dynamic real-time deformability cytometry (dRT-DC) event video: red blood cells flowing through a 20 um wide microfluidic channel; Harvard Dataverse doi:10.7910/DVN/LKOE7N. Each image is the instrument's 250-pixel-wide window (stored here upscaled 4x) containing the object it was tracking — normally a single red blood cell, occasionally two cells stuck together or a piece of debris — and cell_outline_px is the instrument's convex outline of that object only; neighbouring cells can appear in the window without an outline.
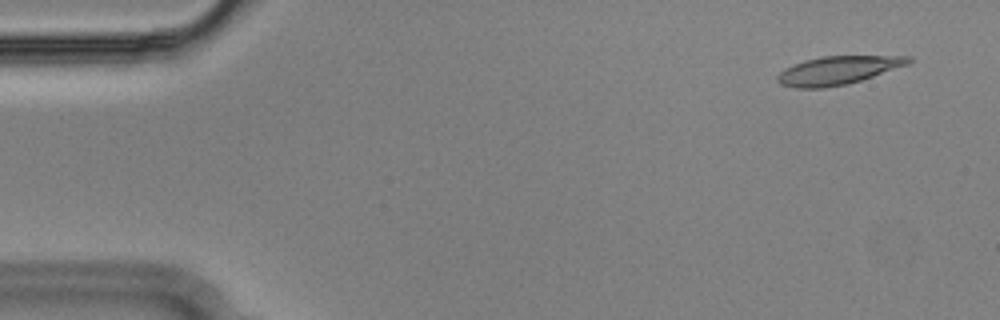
{"species": "Egyptian fruit bat (a non-hibernating species)", "species_latin": "Rousettus aegyptiacus", "temperature_condition": "cold", "stored_images_in_passage": 13, "camera_frame_rate_fps": 3000, "um_per_image_px": 0.085, "animal": {"sex": "male"}, "frame": {"image": 1, "passage_image": 3, "time_ms": 0.667, "image_size_px": [1000, 320], "cell_outline_px": [[912, 60], [908, 64], [848, 84], [824, 88], [796, 88], [780, 84], [776, 80], [776, 76], [784, 68], [804, 60], [824, 56], [912, 56]], "centroid_in_image_um": [71.17, 5.98], "position_along_channel_um": 13.8, "area_um2": 21.5}}